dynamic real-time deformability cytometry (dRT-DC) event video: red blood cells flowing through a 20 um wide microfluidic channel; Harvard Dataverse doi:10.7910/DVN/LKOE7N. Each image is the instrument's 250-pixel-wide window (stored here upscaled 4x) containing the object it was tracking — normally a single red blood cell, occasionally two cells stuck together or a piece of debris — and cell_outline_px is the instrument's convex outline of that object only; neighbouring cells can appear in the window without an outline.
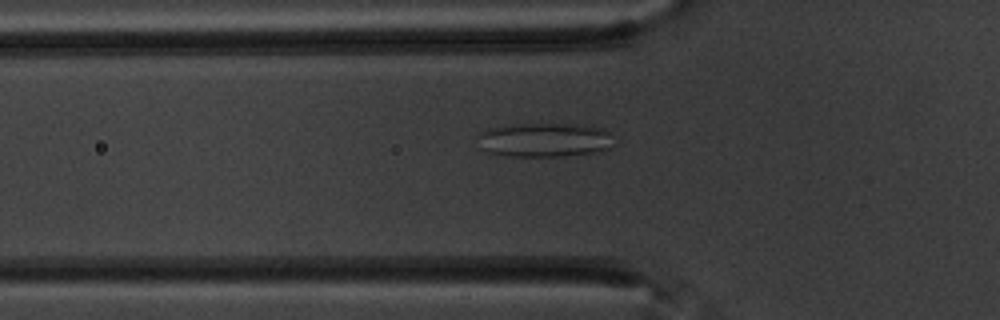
{"species": "common noctule bat (a hibernating species)", "species_latin": "Nyctalus noctula", "temperature_condition": "warm", "stored_images_in_passage": 58, "camera_frame_rate_fps": 3000, "um_per_image_px": 0.085, "animal": {"sex": "male", "body_mass_g": 20.1, "forearm_length_mm": 53.5}, "frame": {"image": 1, "passage_image": 20, "time_ms": 6.333, "image_size_px": [1000, 320], "cell_outline_px": [[616, 144], [612, 148], [600, 152], [560, 156], [512, 156], [488, 152], [480, 148], [476, 136], [480, 132], [488, 128], [516, 124], [568, 124], [604, 128], [608, 132]], "centroid_in_image_um": [46.3, 11.9], "position_along_channel_um": 79.5, "area_um2": 27.34}}
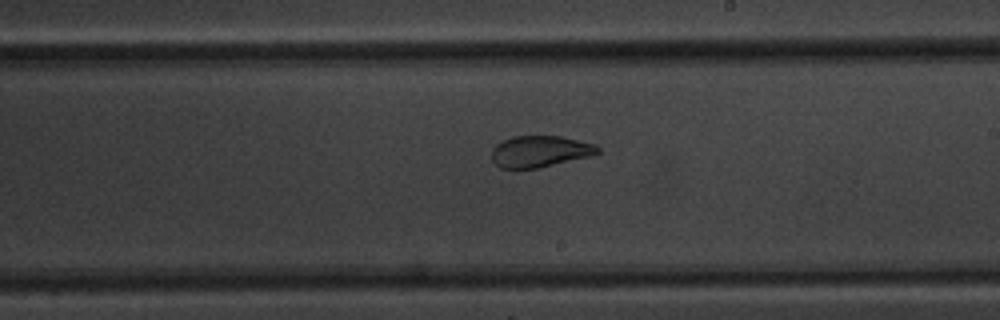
{"frame": {"image": 2, "passage_image": 34, "time_ms": 11.0, "image_size_px": [1000, 320], "cell_outline_px": [[600, 152], [596, 156], [540, 168], [500, 168], [492, 160], [492, 148], [496, 144], [512, 136], [560, 136], [596, 144], [600, 148]], "centroid_in_image_um": [45.96, 12.88], "position_along_channel_um": 243.0, "area_um2": 19.83}}
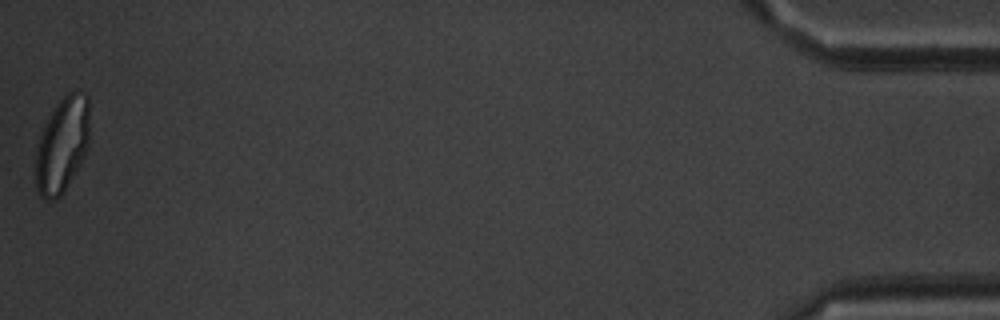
{"frame": {"image": 3, "passage_image": 58, "time_ms": 19.0, "image_size_px": [1000, 320], "cell_outline_px": [[88, 148], [80, 164], [64, 192], [56, 200], [44, 200], [40, 196], [36, 188], [36, 152], [40, 136], [56, 104], [68, 92], [76, 88], [84, 92], [88, 96]], "centroid_in_image_um": [5.3, 12.32], "position_along_channel_um": 429.9, "area_um2": 29.88}, "authors_computed_cell_mechanics": {"area_um2": 27.455, "velocity_mm_per_s": 3.4859, "shape_relaxation_time_tau1_ms": 7.138, "shape_relaxation_time_tau2_ms": 1.0439, "deformation_change_tau1": 0.1795, "deformation_change_tau2": 0.0763}}